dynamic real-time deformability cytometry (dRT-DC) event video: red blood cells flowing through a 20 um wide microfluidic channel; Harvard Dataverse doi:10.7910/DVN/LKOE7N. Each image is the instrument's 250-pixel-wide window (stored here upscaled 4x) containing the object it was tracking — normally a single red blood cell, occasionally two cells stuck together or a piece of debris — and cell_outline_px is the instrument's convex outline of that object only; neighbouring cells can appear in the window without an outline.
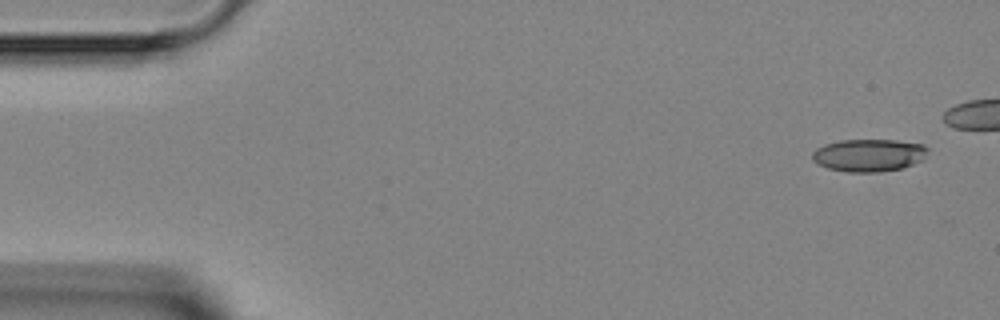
{"species": "Egyptian fruit bat (a non-hibernating species)", "species_latin": "Rousettus aegyptiacus", "temperature_condition": "room temperature", "stored_images_in_passage": 6, "camera_frame_rate_fps": 3000, "um_per_image_px": 0.085, "animal": {"sex": "female"}, "frame": {"image": 1, "passage_image": 1, "time_ms": 0.0, "image_size_px": [1000, 320], "cell_outline_px": [[928, 148], [924, 160], [904, 168], [880, 172], [848, 172], [828, 168], [812, 160], [812, 152], [816, 148], [824, 144], [840, 140], [896, 140], [924, 144]], "centroid_in_image_um": [73.88, 13.19], "position_along_channel_um": 11.1, "area_um2": 22.14}}
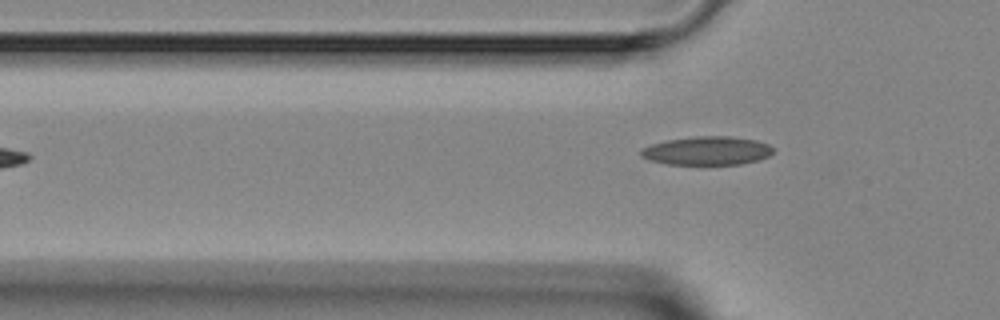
{"frame": {"image": 2, "passage_image": 6, "time_ms": 5.667, "image_size_px": [1000, 320], "cell_outline_px": [[772, 152], [768, 156], [760, 160], [740, 164], [668, 164], [648, 160], [640, 156], [640, 148], [652, 144], [668, 140], [696, 136], [732, 136], [756, 140], [768, 144], [772, 148]], "centroid_in_image_um": [60.08, 12.81], "position_along_channel_um": 65.7, "area_um2": 22.02}}